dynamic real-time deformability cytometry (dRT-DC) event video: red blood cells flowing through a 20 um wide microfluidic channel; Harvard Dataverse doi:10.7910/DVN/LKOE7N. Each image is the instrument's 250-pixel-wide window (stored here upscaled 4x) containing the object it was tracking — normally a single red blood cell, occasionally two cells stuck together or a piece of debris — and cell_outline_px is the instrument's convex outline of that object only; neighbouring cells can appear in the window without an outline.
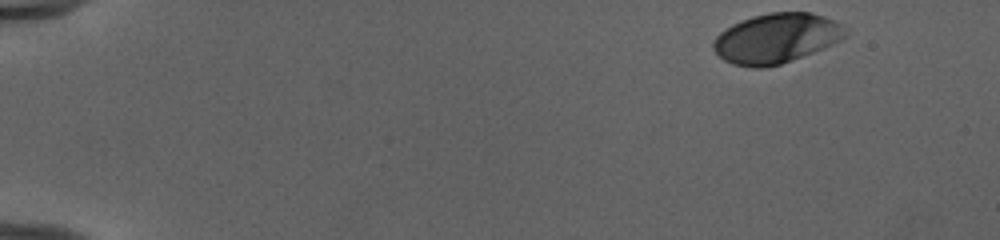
{"species": "human", "species_latin": "Homo sapiens", "temperature_condition": "cold", "stored_images_in_passage": 48, "camera_frame_rate_fps": 3000, "um_per_image_px": 0.085, "donor": {"sex": "female"}, "frame": {"image": 1, "passage_image": 1, "time_ms": 0.0, "image_size_px": [1000, 240], "cell_outline_px": [[848, 32], [840, 40], [832, 44], [812, 52], [780, 64], [764, 68], [752, 68], [732, 64], [724, 60], [712, 48], [712, 44], [716, 36], [720, 32], [732, 24], [752, 16], [768, 12], [812, 12], [836, 20], [848, 28]], "centroid_in_image_um": [65.99, 3.24], "position_along_channel_um": 19.0, "area_um2": 38.44}}
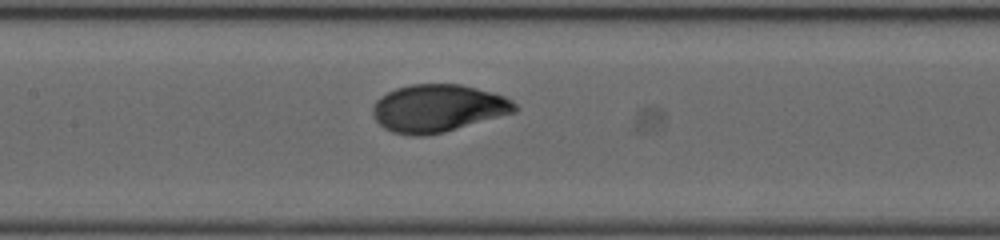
{"frame": {"image": 2, "passage_image": 23, "time_ms": 7.333, "image_size_px": [1000, 240], "cell_outline_px": [[520, 108], [516, 112], [444, 132], [424, 136], [412, 136], [392, 132], [384, 128], [376, 120], [372, 112], [372, 108], [376, 100], [380, 96], [396, 88], [412, 84], [460, 84], [492, 92], [504, 96], [512, 100]], "centroid_in_image_um": [37.23, 9.2], "position_along_channel_um": 170.2, "area_um2": 39.48}}
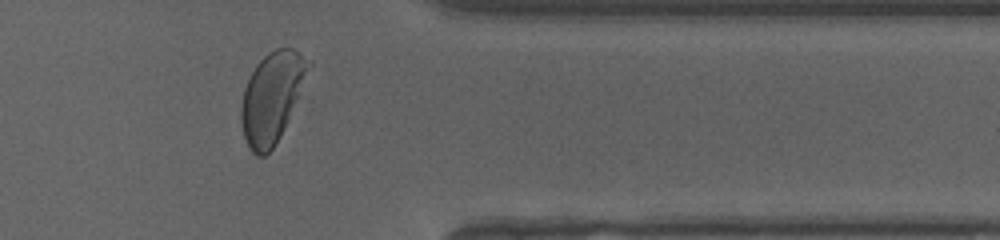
{"frame": {"image": 3, "passage_image": 40, "time_ms": 13.0, "image_size_px": [1000, 240], "cell_outline_px": [[312, 64], [296, 100], [272, 148], [264, 156], [256, 156], [252, 152], [244, 136], [240, 120], [240, 108], [244, 88], [256, 64], [268, 52], [276, 48], [292, 48], [312, 60]], "centroid_in_image_um": [23.08, 8.21], "position_along_channel_um": 388.3, "area_um2": 34.56}, "authors_computed_cell_mechanics": {"area_um2": 38.9572, "velocity_mm_per_s": 3.9635, "shape_relaxation_time_tau1_ms": 2.8028, "shape_relaxation_time_tau2_ms": null, "deformation_change_tau1": 0.1661, "deformation_change_tau2": null}}